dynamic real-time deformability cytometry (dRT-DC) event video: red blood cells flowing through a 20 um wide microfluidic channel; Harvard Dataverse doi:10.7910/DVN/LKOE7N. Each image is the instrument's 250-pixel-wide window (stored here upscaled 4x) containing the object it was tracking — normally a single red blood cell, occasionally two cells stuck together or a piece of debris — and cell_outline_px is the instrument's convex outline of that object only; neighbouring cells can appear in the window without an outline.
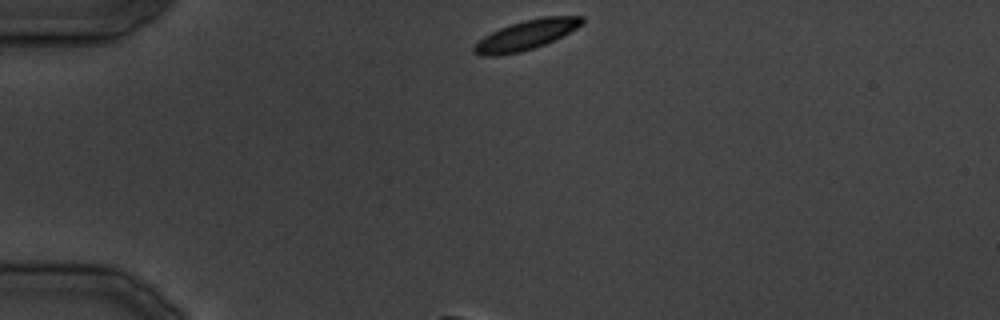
{"species": "common noctule bat (a hibernating species)", "species_latin": "Nyctalus noctula", "temperature_condition": "cold", "stored_images_in_passage": 29, "camera_frame_rate_fps": 3000, "um_per_image_px": 0.085, "animal": {"sex": "male", "body_mass_g": 19.5, "forearm_length_mm": 54.6}, "frame": {"image": 1, "passage_image": 1, "time_ms": 0.0, "image_size_px": [1000, 320], "cell_outline_px": [[584, 24], [544, 44], [520, 52], [496, 56], [480, 56], [472, 52], [472, 48], [484, 36], [500, 28], [524, 20], [544, 16], [584, 16]], "centroid_in_image_um": [44.7, 2.97], "position_along_channel_um": 40.3, "area_um2": 18.38}}
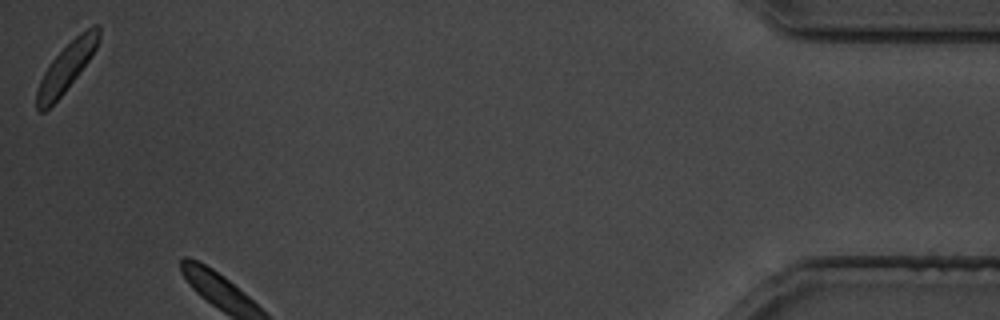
{"frame": {"image": 2, "passage_image": 29, "time_ms": 34.667, "image_size_px": [1000, 320], "cell_outline_px": [[100, 40], [96, 48], [88, 60], [64, 92], [44, 112], [36, 112], [36, 92], [40, 80], [44, 72], [52, 60], [80, 32], [92, 24], [96, 24], [100, 28]], "centroid_in_image_um": [5.64, 5.7], "position_along_channel_um": 429.6, "area_um2": 17.11}}